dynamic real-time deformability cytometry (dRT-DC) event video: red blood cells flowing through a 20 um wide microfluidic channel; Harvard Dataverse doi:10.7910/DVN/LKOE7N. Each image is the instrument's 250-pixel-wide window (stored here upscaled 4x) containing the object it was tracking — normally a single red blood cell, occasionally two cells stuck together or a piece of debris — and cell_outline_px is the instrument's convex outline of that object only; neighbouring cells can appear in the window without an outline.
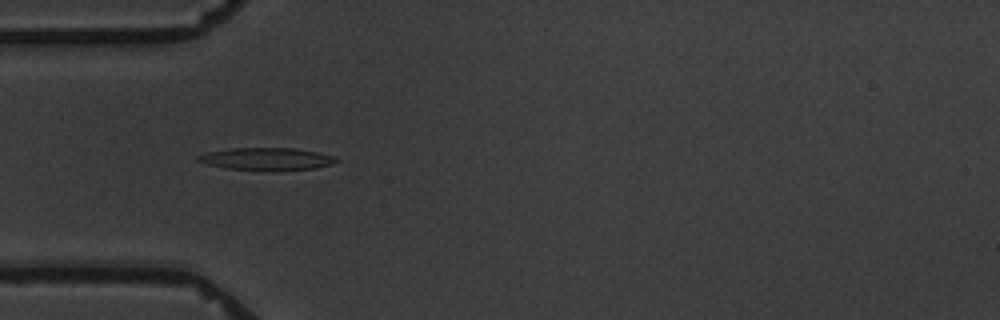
{"species": "common noctule bat (a hibernating species)", "species_latin": "Nyctalus noctula", "temperature_condition": "warm", "stored_images_in_passage": 5, "camera_frame_rate_fps": 3000, "um_per_image_px": 0.085, "animal": {"sex": "male", "body_mass_g": 19.5, "forearm_length_mm": 54.6}, "frame": {"image": 1, "passage_image": 4, "time_ms": 4.667, "image_size_px": [1000, 320], "cell_outline_px": [[340, 160], [316, 168], [224, 168], [208, 164], [196, 160], [196, 156], [208, 152], [228, 148], [296, 148], [336, 156]], "centroid_in_image_um": [22.63, 13.46], "position_along_channel_um": 62.4, "area_um2": 17.11}}
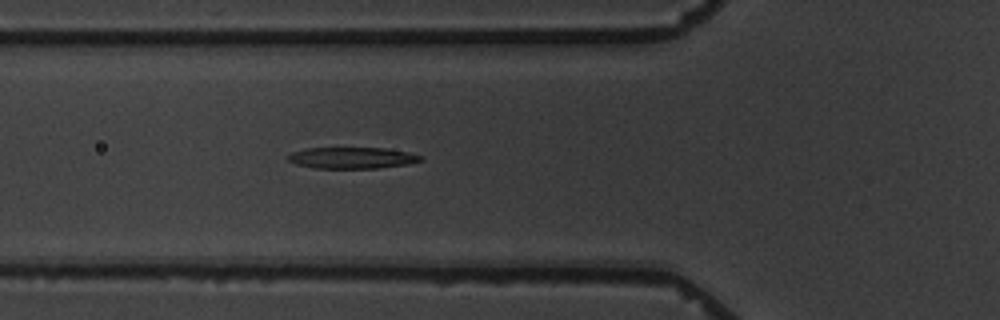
{"frame": {"image": 2, "passage_image": 5, "time_ms": 5.667, "image_size_px": [1000, 320], "cell_outline_px": [[424, 160], [408, 164], [376, 168], [316, 168], [296, 164], [288, 160], [288, 156], [292, 152], [304, 148], [384, 148], [408, 152], [424, 156]], "centroid_in_image_um": [29.95, 13.41], "position_along_channel_um": 95.8, "area_um2": 16.47}}